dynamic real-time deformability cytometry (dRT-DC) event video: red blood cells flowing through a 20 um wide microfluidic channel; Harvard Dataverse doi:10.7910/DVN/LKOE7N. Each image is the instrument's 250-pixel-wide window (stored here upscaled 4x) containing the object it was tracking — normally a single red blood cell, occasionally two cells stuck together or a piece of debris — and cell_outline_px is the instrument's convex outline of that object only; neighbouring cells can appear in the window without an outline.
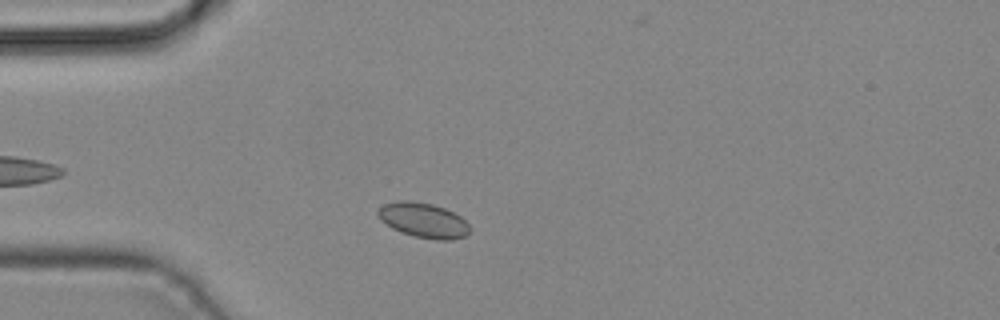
{"species": "common noctule bat (a hibernating species)", "species_latin": "Nyctalus noctula", "temperature_condition": "cold", "stored_images_in_passage": 40, "camera_frame_rate_fps": 3000, "um_per_image_px": 0.085, "animal": {"sex": "male", "body_mass_g": 19.2, "forearm_length_mm": 51.8}, "frame": {"image": 1, "passage_image": 6, "time_ms": 1.667, "image_size_px": [1000, 320], "cell_outline_px": [[468, 232], [464, 236], [452, 240], [436, 240], [416, 236], [392, 228], [380, 220], [376, 212], [384, 204], [400, 200], [408, 200], [432, 204], [444, 208], [460, 216], [468, 224]], "centroid_in_image_um": [35.97, 18.71], "position_along_channel_um": 49.0, "area_um2": 18.38}}
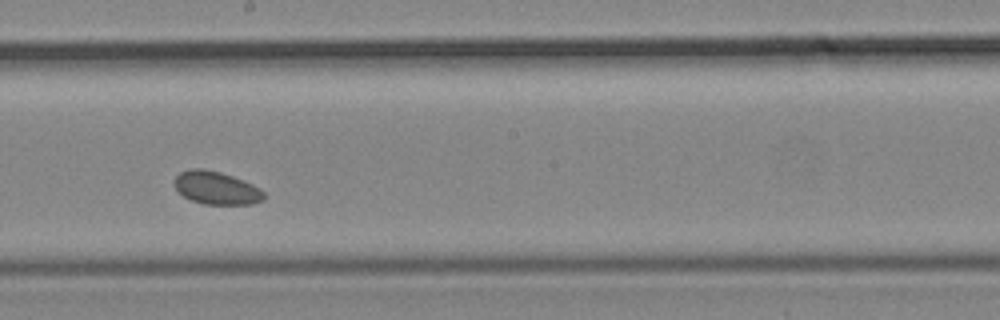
{"frame": {"image": 2, "passage_image": 19, "time_ms": 6.0, "image_size_px": [1000, 320], "cell_outline_px": [[264, 200], [252, 204], [204, 204], [192, 200], [184, 196], [176, 188], [176, 176], [180, 172], [192, 168], [204, 168], [220, 172], [232, 176], [252, 184], [260, 188], [264, 192]], "centroid_in_image_um": [18.42, 15.97], "position_along_channel_um": 229.8, "area_um2": 16.99}}
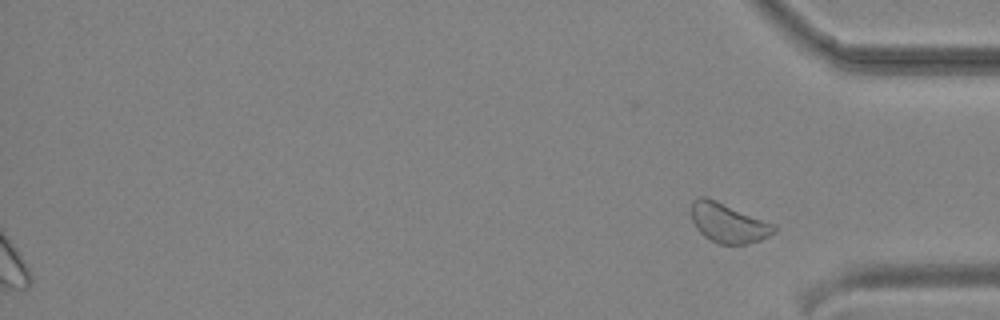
{"frame": {"image": 3, "passage_image": 40, "time_ms": 13.0, "image_size_px": [1000, 320], "cell_outline_px": [[776, 232], [760, 240], [744, 244], [720, 244], [704, 236], [696, 228], [692, 220], [692, 200], [696, 196], [704, 196], [716, 200], [776, 224]], "centroid_in_image_um": [61.91, 18.93], "position_along_channel_um": 373.3, "area_um2": 19.07}}